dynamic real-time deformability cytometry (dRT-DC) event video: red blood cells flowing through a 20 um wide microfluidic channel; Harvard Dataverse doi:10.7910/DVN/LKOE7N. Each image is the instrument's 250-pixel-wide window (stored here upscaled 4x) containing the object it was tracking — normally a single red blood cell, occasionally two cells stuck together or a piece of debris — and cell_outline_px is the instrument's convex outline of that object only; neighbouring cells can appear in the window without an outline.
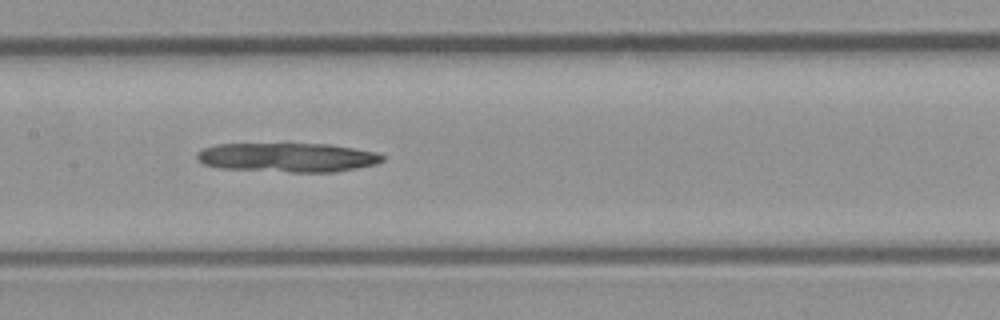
{"species": "common noctule bat (a hibernating species)", "species_latin": "Nyctalus noctula", "temperature_condition": "room temperature", "stored_images_in_passage": 5, "camera_frame_rate_fps": 3000, "um_per_image_px": 0.085, "animal": {"sex": "male", "body_mass_g": 23.1, "forearm_length_mm": 52.7}, "frame": {"image": 1, "passage_image": 4, "time_ms": 4.333, "image_size_px": [1000, 320], "cell_outline_px": [[384, 160], [376, 164], [336, 172], [288, 172], [220, 168], [204, 164], [196, 160], [196, 152], [204, 148], [216, 144], [328, 144], [376, 152], [384, 156]], "centroid_in_image_um": [24.42, 13.39], "position_along_channel_um": 183.0, "area_um2": 31.56}}